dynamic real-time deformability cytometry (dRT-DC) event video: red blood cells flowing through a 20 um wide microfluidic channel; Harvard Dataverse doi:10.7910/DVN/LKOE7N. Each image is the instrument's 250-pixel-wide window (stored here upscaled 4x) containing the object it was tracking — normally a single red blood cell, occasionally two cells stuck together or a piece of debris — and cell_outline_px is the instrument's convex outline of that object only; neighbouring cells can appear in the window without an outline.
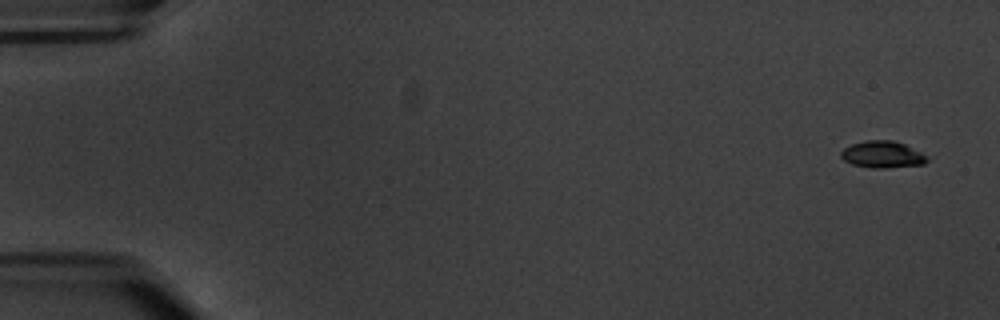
{"species": "common noctule bat (a hibernating species)", "species_latin": "Nyctalus noctula", "temperature_condition": "warm", "stored_images_in_passage": 8, "camera_frame_rate_fps": 3000, "um_per_image_px": 0.085, "animal": {"sex": "male", "body_mass_g": 20.1, "forearm_length_mm": 53.5}, "frame": {"image": 1, "passage_image": 1, "time_ms": 0.0, "image_size_px": [1000, 320], "cell_outline_px": [[928, 160], [924, 164], [884, 168], [872, 168], [852, 164], [844, 160], [840, 156], [840, 152], [844, 148], [852, 144], [868, 140], [892, 140], [904, 144], [920, 152]], "centroid_in_image_um": [74.97, 13.13], "position_along_channel_um": 10.0, "area_um2": 13.24}}
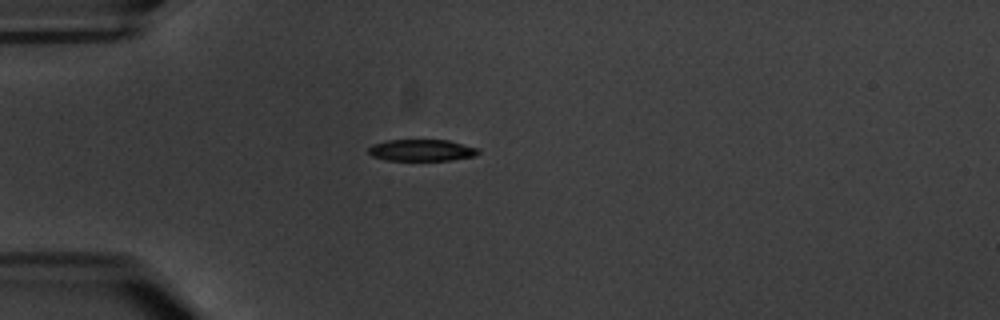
{"frame": {"image": 2, "passage_image": 5, "time_ms": 5.0, "image_size_px": [1000, 320], "cell_outline_px": [[480, 152], [476, 156], [452, 160], [388, 160], [372, 156], [368, 152], [368, 148], [372, 144], [388, 140], [448, 140], [480, 148]], "centroid_in_image_um": [35.88, 12.77], "position_along_channel_um": 49.1, "area_um2": 13.93}}